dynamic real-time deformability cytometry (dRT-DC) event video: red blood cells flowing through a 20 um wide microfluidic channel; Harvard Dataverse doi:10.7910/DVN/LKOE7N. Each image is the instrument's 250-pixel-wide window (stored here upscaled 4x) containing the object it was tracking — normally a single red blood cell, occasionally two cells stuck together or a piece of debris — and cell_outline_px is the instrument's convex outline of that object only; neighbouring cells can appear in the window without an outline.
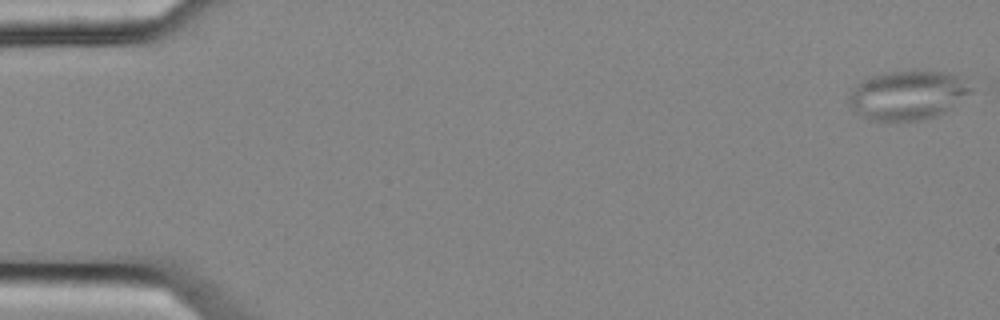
{"species": "common noctule bat (a hibernating species)", "species_latin": "Nyctalus noctula", "temperature_condition": "cold", "stored_images_in_passage": 10, "camera_frame_rate_fps": 3000, "um_per_image_px": 0.085, "animal": {"sex": "female", "body_mass_g": 25.1}, "frame": {"image": 1, "passage_image": 1, "time_ms": 0.0, "image_size_px": [1000, 320], "cell_outline_px": [[972, 92], [944, 112], [936, 116], [916, 120], [872, 120], [860, 116], [848, 104], [848, 96], [868, 76], [880, 72], [912, 68], [948, 72], [956, 76], [972, 88]], "centroid_in_image_um": [77.13, 8.04], "position_along_channel_um": 7.9, "area_um2": 35.2}}
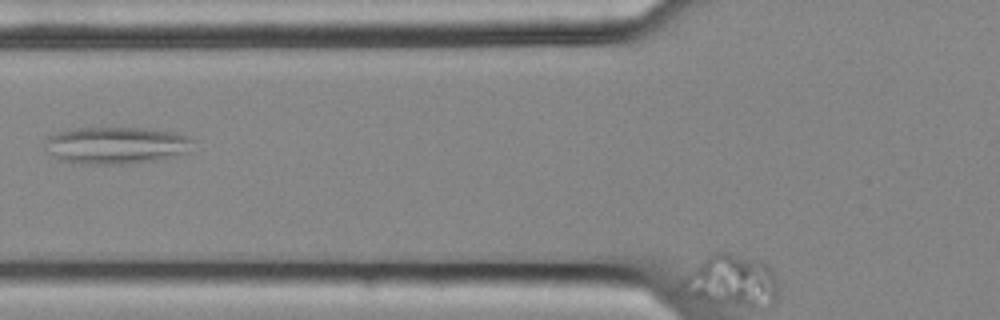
{"frame": {"image": 2, "passage_image": 7, "time_ms": 2.0, "image_size_px": [1000, 320], "cell_outline_px": [[192, 140], [188, 152], [176, 156], [156, 160], [124, 164], [80, 164], [60, 160], [52, 156], [44, 148], [44, 140], [48, 136], [56, 132], [76, 128], [144, 128], [172, 132], [184, 136]], "centroid_in_image_um": [9.78, 12.36], "position_along_channel_um": 116.0, "area_um2": 32.02}}